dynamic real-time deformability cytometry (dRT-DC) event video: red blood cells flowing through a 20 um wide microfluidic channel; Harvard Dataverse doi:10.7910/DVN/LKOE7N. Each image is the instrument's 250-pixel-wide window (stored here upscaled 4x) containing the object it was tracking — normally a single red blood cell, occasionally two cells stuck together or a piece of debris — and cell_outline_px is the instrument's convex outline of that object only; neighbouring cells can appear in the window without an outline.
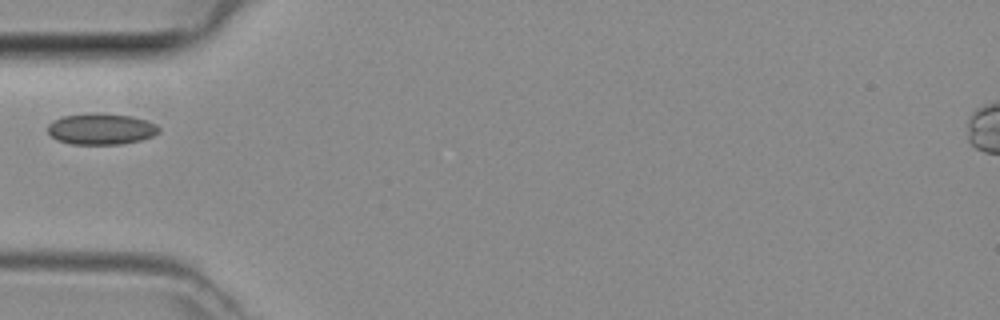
{"species": "common noctule bat (a hibernating species)", "species_latin": "Nyctalus noctula", "temperature_condition": "room temperature", "stored_images_in_passage": 1, "camera_frame_rate_fps": 3000, "um_per_image_px": 0.085, "animal": {"sex": "female", "body_mass_g": 29.2, "forearm_length_mm": 56.3}, "frame": {"image": 1, "passage_image": 1, "time_ms": 0.0, "image_size_px": [1000, 320], "cell_outline_px": [[160, 132], [144, 140], [120, 144], [72, 144], [56, 140], [48, 132], [48, 124], [52, 120], [64, 116], [88, 112], [100, 112], [132, 116], [156, 124], [160, 128]], "centroid_in_image_um": [8.59, 10.95], "position_along_channel_um": 76.4, "area_um2": 20.52}}